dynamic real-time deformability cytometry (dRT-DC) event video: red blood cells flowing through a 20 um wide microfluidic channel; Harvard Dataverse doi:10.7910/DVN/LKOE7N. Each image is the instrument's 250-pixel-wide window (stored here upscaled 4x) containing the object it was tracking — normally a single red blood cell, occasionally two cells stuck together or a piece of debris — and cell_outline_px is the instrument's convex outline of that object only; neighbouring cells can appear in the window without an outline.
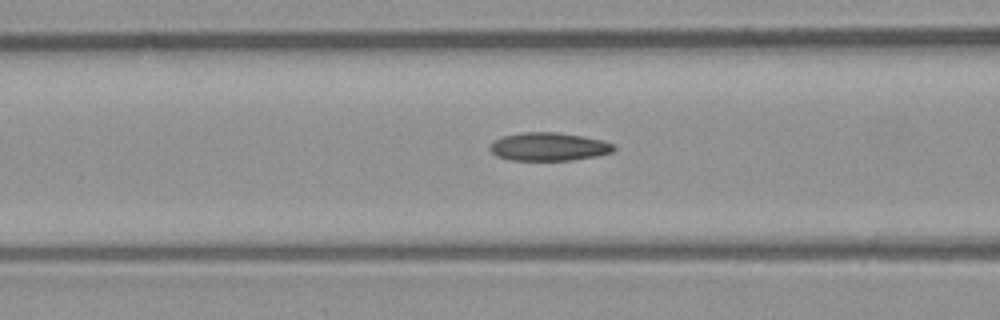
{"species": "common noctule bat (a hibernating species)", "species_latin": "Nyctalus noctula", "temperature_condition": "room temperature", "stored_images_in_passage": 32, "camera_frame_rate_fps": 3000, "um_per_image_px": 0.085, "animal": {"sex": "male", "body_mass_g": 23.1, "forearm_length_mm": 52.7}, "frame": {"image": 1, "passage_image": 12, "time_ms": 3.667, "image_size_px": [1000, 320], "cell_outline_px": [[616, 148], [612, 152], [596, 156], [572, 160], [512, 160], [496, 156], [488, 148], [496, 140], [504, 136], [524, 132], [556, 132], [584, 136], [604, 140], [612, 144]], "centroid_in_image_um": [46.67, 12.47], "position_along_channel_um": 119.9, "area_um2": 20.29}}
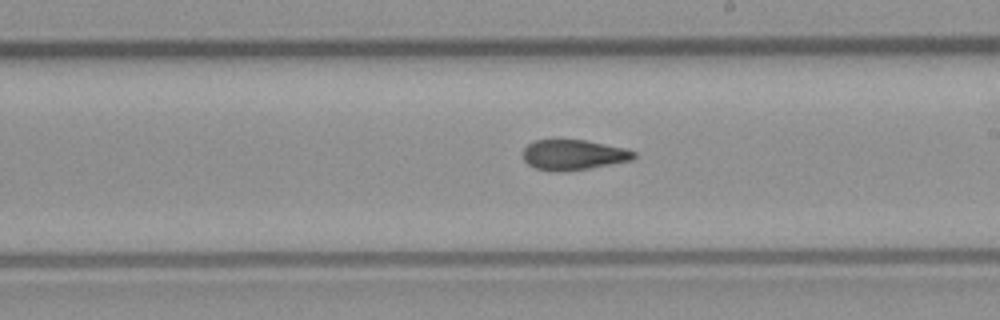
{"frame": {"image": 2, "passage_image": 21, "time_ms": 6.667, "image_size_px": [1000, 320], "cell_outline_px": [[636, 156], [632, 160], [588, 168], [560, 172], [536, 168], [528, 164], [524, 160], [524, 148], [528, 144], [536, 140], [584, 140], [628, 148], [636, 152]], "centroid_in_image_um": [48.78, 13.15], "position_along_channel_um": 240.2, "area_um2": 19.42}}
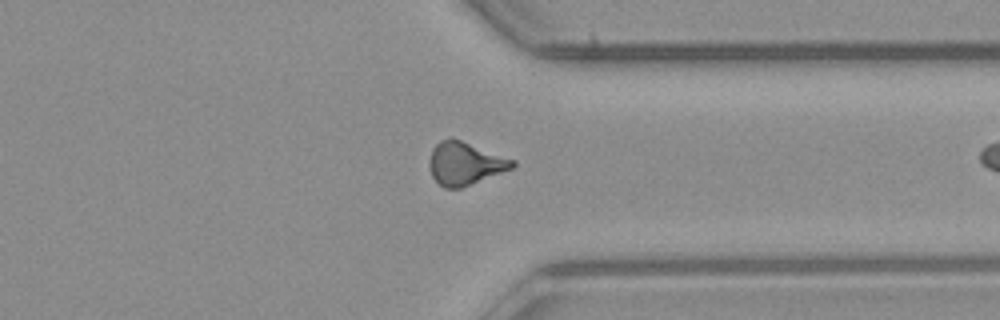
{"frame": {"image": 3, "passage_image": 31, "time_ms": 10.0, "image_size_px": [1000, 320], "cell_outline_px": [[516, 164], [512, 168], [460, 188], [444, 188], [432, 176], [428, 164], [432, 148], [440, 140], [448, 136], [452, 136], [516, 160]], "centroid_in_image_um": [39.5, 13.85], "position_along_channel_um": 371.9, "area_um2": 20.92}}